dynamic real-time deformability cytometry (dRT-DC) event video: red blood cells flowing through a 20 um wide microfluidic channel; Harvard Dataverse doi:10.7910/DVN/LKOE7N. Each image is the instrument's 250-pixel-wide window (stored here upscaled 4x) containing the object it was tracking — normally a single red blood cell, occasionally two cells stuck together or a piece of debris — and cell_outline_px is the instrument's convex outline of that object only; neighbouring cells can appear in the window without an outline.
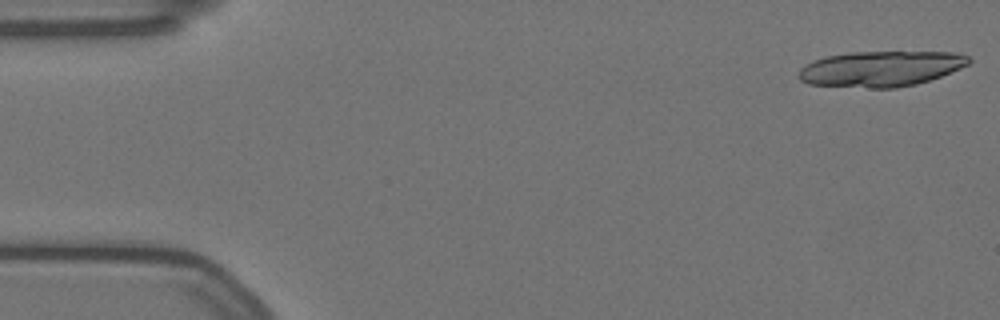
{"species": "Egyptian fruit bat (a non-hibernating species)", "species_latin": "Rousettus aegyptiacus", "temperature_condition": "warm", "stored_images_in_passage": 18, "camera_frame_rate_fps": 3000, "um_per_image_px": 0.085, "animal": {"sex": "female"}, "frame": {"image": 1, "passage_image": 1, "time_ms": 0.0, "image_size_px": [1000, 320], "cell_outline_px": [[972, 60], [968, 64], [960, 68], [940, 76], [916, 84], [896, 88], [872, 88], [808, 84], [800, 80], [796, 76], [800, 68], [804, 64], [812, 60], [824, 56], [848, 52], [960, 52], [968, 56]], "centroid_in_image_um": [74.82, 5.83], "position_along_channel_um": 10.2, "area_um2": 35.49}}